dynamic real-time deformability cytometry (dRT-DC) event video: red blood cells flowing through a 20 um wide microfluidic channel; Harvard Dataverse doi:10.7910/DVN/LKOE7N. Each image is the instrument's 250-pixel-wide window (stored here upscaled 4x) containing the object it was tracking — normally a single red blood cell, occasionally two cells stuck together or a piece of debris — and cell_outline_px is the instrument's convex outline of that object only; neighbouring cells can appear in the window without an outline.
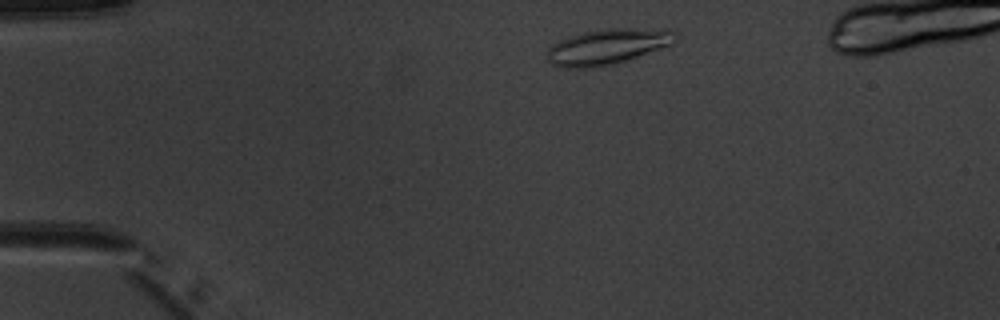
{"species": "common noctule bat (a hibernating species)", "species_latin": "Nyctalus noctula", "temperature_condition": "warm", "stored_images_in_passage": 5, "camera_frame_rate_fps": 3000, "um_per_image_px": 0.085, "animal": {"sex": "male", "body_mass_g": 20.1, "forearm_length_mm": 53.5}, "frame": {"image": 1, "passage_image": 1, "time_ms": 0.0, "image_size_px": [1000, 320], "cell_outline_px": [[676, 40], [672, 44], [612, 64], [592, 68], [564, 68], [552, 64], [548, 60], [548, 48], [552, 44], [560, 40], [580, 32], [604, 28], [628, 28], [676, 32]], "centroid_in_image_um": [51.54, 3.97], "position_along_channel_um": 33.5, "area_um2": 26.01}}
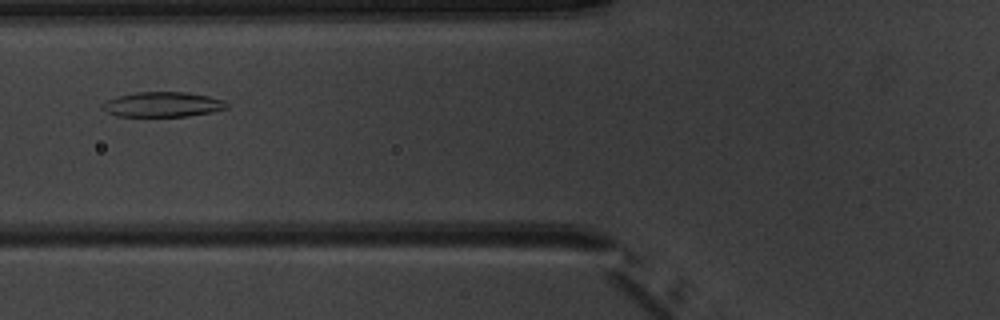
{"frame": {"image": 2, "passage_image": 4, "time_ms": 3.333, "image_size_px": [1000, 320], "cell_outline_px": [[228, 108], [212, 112], [188, 116], [116, 116], [100, 108], [100, 104], [104, 100], [116, 96], [136, 92], [184, 92], [208, 96], [224, 100], [228, 104]], "centroid_in_image_um": [13.78, 8.87], "position_along_channel_um": 112.0, "area_um2": 18.26}}
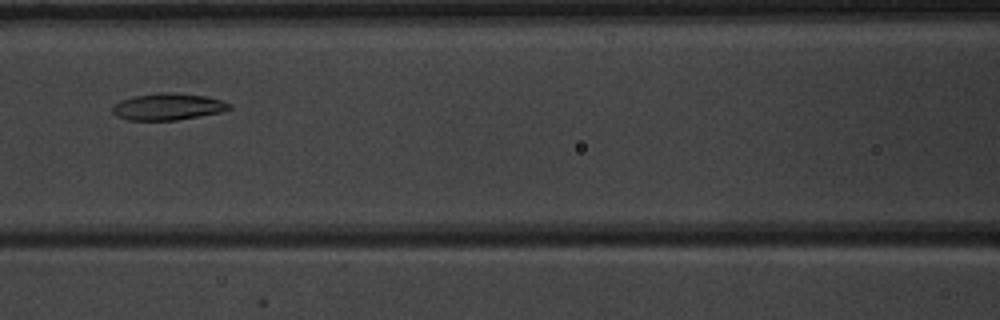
{"frame": {"image": 3, "passage_image": 5, "time_ms": 4.333, "image_size_px": [1000, 320], "cell_outline_px": [[232, 108], [224, 112], [176, 120], [128, 120], [116, 116], [112, 112], [112, 104], [120, 100], [132, 96], [160, 92], [176, 92], [204, 96], [220, 100], [232, 104]], "centroid_in_image_um": [14.26, 9.06], "position_along_channel_um": 152.3, "area_um2": 18.5}}